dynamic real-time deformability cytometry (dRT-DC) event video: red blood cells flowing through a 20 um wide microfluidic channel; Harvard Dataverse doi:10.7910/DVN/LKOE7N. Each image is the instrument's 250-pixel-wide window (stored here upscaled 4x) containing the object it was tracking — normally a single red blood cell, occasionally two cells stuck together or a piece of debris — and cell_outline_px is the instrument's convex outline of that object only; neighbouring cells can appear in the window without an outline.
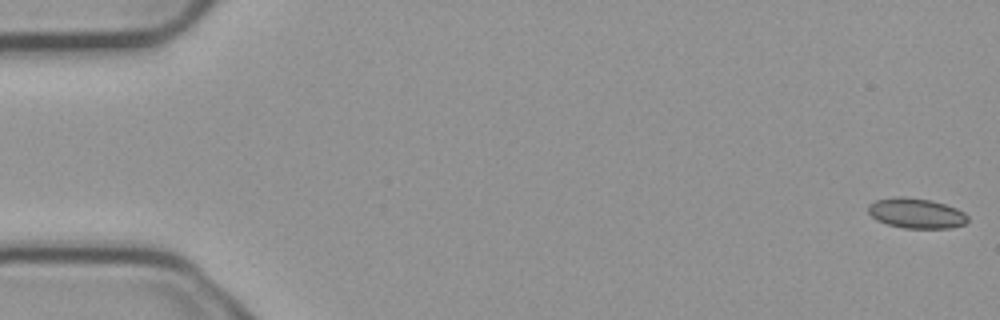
{"species": "common noctule bat (a hibernating species)", "species_latin": "Nyctalus noctula", "temperature_condition": "cold", "stored_images_in_passage": 4, "camera_frame_rate_fps": 3000, "um_per_image_px": 0.085, "animal": {"sex": "male", "body_mass_g": 23.1, "forearm_length_mm": 52.7}, "frame": {"image": 1, "passage_image": 1, "time_ms": 0.0, "image_size_px": [1000, 320], "cell_outline_px": [[968, 220], [964, 224], [952, 228], [904, 228], [888, 224], [876, 220], [868, 212], [868, 204], [876, 200], [896, 196], [904, 196], [932, 200], [956, 208], [964, 212], [968, 216]], "centroid_in_image_um": [77.87, 18.12], "position_along_channel_um": 7.1, "area_um2": 17.57}}